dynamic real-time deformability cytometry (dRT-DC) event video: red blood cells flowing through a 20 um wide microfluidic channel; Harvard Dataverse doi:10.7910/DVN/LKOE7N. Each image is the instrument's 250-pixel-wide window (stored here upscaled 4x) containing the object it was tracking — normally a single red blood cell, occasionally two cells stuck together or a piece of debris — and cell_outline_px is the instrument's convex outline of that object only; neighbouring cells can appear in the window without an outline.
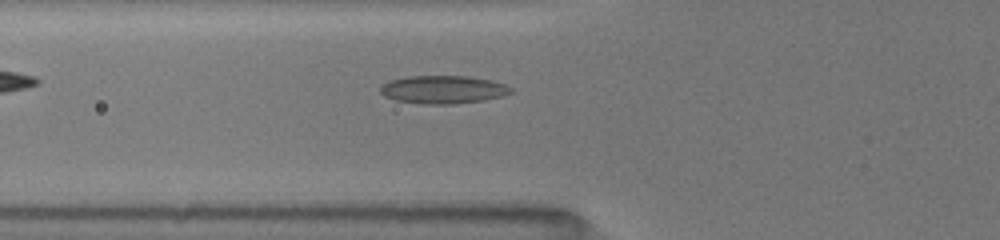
{"species": "common noctule bat (a hibernating species)", "species_latin": "Nyctalus noctula", "temperature_condition": "room temperature", "stored_images_in_passage": 33, "camera_frame_rate_fps": 3000, "um_per_image_px": 0.085, "animal": {"sex": "female", "body_mass_g": 19.5, "forearm_length_mm": 54.1}, "frame": {"image": 1, "passage_image": 2, "time_ms": 0.333, "image_size_px": [1000, 240], "cell_outline_px": [[512, 92], [504, 96], [484, 100], [452, 104], [424, 104], [396, 100], [384, 96], [380, 92], [380, 88], [384, 84], [392, 80], [408, 76], [468, 76], [492, 80], [504, 84], [512, 88]], "centroid_in_image_um": [37.7, 7.61], "position_along_channel_um": 88.1, "area_um2": 21.27}}
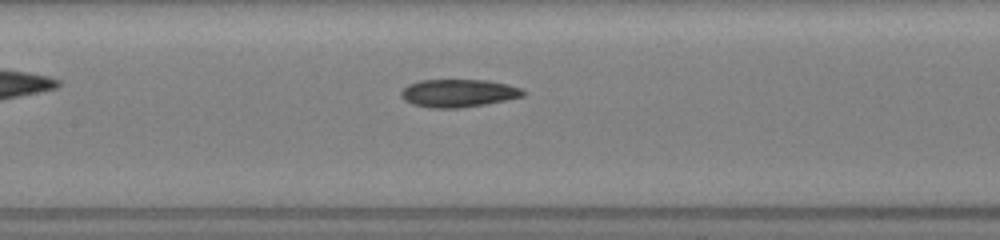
{"frame": {"image": 2, "passage_image": 8, "time_ms": 2.333, "image_size_px": [1000, 240], "cell_outline_px": [[524, 96], [484, 104], [460, 108], [428, 108], [412, 104], [404, 100], [400, 96], [400, 92], [408, 84], [420, 80], [488, 80], [508, 84], [520, 88], [524, 92]], "centroid_in_image_um": [38.91, 7.92], "position_along_channel_um": 168.5, "area_um2": 19.83}}
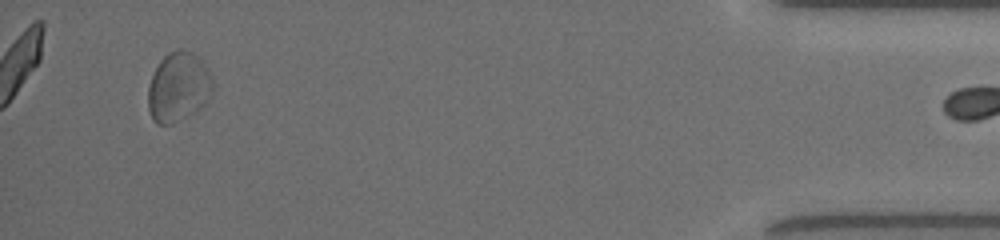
{"frame": {"image": 3, "passage_image": 32, "time_ms": 10.333, "image_size_px": [1000, 240], "cell_outline_px": [[212, 92], [204, 104], [196, 112], [172, 124], [156, 124], [152, 120], [148, 108], [148, 88], [152, 76], [160, 60], [168, 52], [176, 48], [180, 48], [192, 52], [204, 60], [208, 68], [212, 80]], "centroid_in_image_um": [15.17, 7.38], "position_along_channel_um": 420.0, "area_um2": 26.53}}